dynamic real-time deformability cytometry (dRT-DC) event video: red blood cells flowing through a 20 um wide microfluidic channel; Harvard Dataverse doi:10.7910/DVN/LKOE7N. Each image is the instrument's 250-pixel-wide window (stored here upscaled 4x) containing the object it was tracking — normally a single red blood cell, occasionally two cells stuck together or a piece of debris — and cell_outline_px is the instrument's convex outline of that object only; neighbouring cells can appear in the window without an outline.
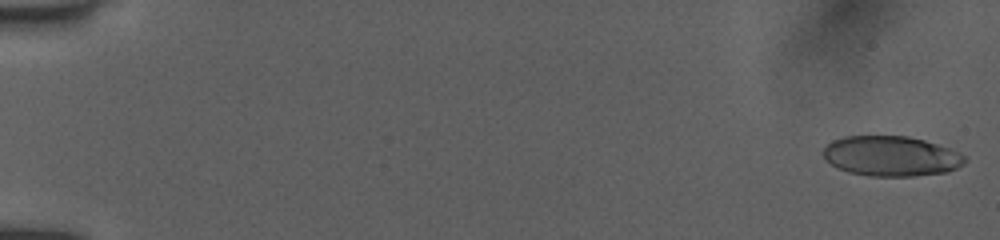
{"species": "human", "species_latin": "Homo sapiens", "temperature_condition": "room temperature", "stored_images_in_passage": 30, "camera_frame_rate_fps": 3000, "um_per_image_px": 0.085, "donor": {"sex": "female"}, "frame": {"image": 1, "passage_image": 1, "time_ms": 0.0, "image_size_px": [1000, 240], "cell_outline_px": [[968, 160], [964, 164], [948, 172], [912, 176], [868, 176], [848, 172], [836, 168], [824, 156], [824, 148], [832, 140], [844, 136], [908, 136], [924, 140], [948, 148], [964, 156]], "centroid_in_image_um": [75.74, 13.27], "position_along_channel_um": 9.3, "area_um2": 33.0}}
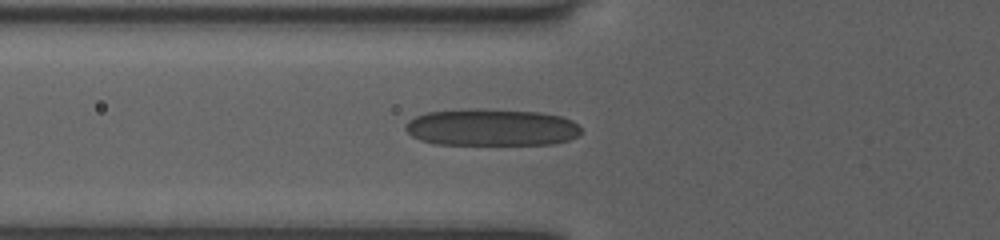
{"frame": {"image": 2, "passage_image": 18, "time_ms": 6.333, "image_size_px": [1000, 240], "cell_outline_px": [[580, 132], [576, 136], [568, 140], [556, 144], [436, 144], [420, 140], [412, 136], [404, 128], [404, 124], [408, 120], [416, 116], [428, 112], [476, 108], [540, 112], [560, 116], [572, 120], [580, 128]], "centroid_in_image_um": [41.75, 10.82], "position_along_channel_um": 84.1, "area_um2": 37.92}}
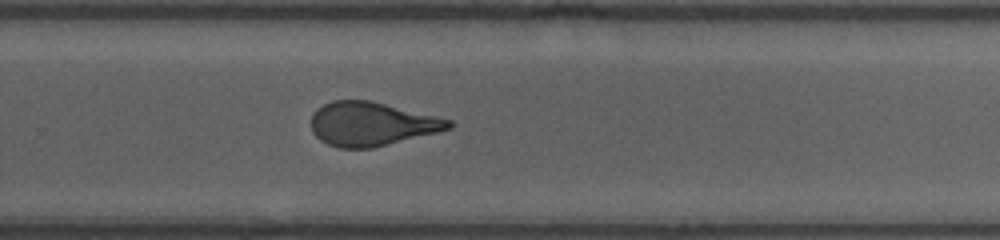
{"frame": {"image": 3, "passage_image": 30, "time_ms": 11.667, "image_size_px": [1000, 240], "cell_outline_px": [[452, 128], [372, 148], [340, 148], [328, 144], [320, 140], [312, 132], [312, 112], [324, 104], [332, 100], [368, 100], [452, 120]], "centroid_in_image_um": [31.54, 10.53], "position_along_channel_um": 298.3, "area_um2": 34.68}}